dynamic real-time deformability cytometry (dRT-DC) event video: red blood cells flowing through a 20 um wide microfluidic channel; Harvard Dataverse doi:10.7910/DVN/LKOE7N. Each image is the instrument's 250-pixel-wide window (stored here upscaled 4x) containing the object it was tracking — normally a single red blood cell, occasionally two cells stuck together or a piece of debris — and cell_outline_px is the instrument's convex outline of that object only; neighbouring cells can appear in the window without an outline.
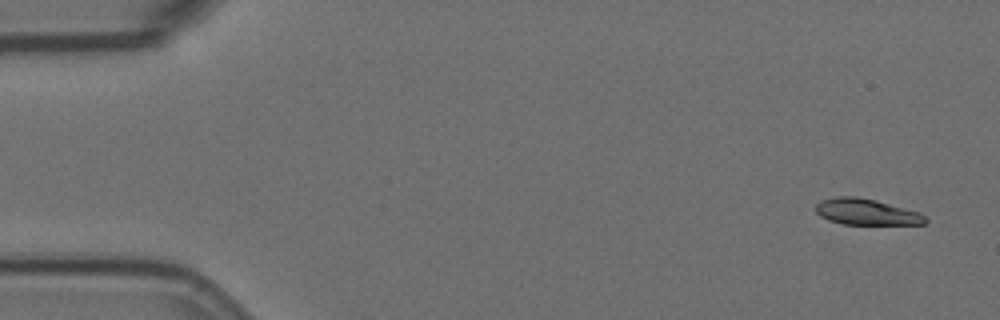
{"species": "Egyptian fruit bat (a non-hibernating species)", "species_latin": "Rousettus aegyptiacus", "temperature_condition": "room temperature", "stored_images_in_passage": 5, "camera_frame_rate_fps": 3000, "um_per_image_px": 0.085, "animal": {"sex": "female"}, "frame": {"image": 1, "passage_image": 1, "time_ms": 0.0, "image_size_px": [1000, 320], "cell_outline_px": [[928, 220], [924, 224], [844, 224], [828, 220], [820, 216], [816, 212], [816, 204], [820, 200], [836, 196], [856, 196], [876, 200], [920, 212]], "centroid_in_image_um": [73.62, 18.0], "position_along_channel_um": 11.4, "area_um2": 16.7}}
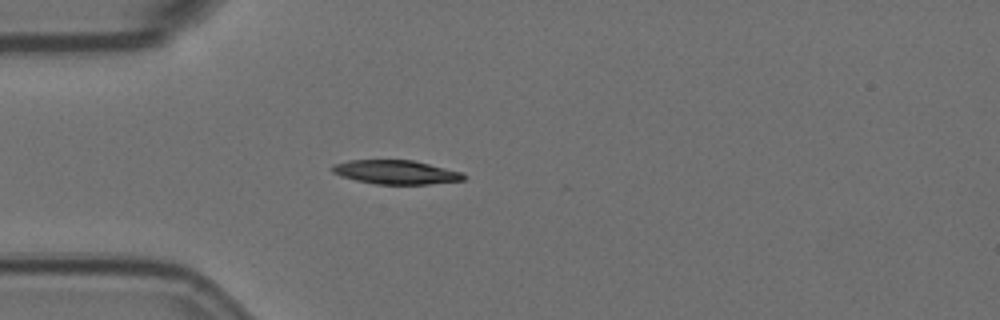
{"frame": {"image": 2, "passage_image": 5, "time_ms": 1.333, "image_size_px": [1000, 320], "cell_outline_px": [[468, 176], [464, 180], [428, 184], [376, 184], [356, 180], [340, 176], [332, 172], [332, 164], [348, 160], [412, 160], [460, 172]], "centroid_in_image_um": [33.61, 14.63], "position_along_channel_um": 51.4, "area_um2": 18.21}}